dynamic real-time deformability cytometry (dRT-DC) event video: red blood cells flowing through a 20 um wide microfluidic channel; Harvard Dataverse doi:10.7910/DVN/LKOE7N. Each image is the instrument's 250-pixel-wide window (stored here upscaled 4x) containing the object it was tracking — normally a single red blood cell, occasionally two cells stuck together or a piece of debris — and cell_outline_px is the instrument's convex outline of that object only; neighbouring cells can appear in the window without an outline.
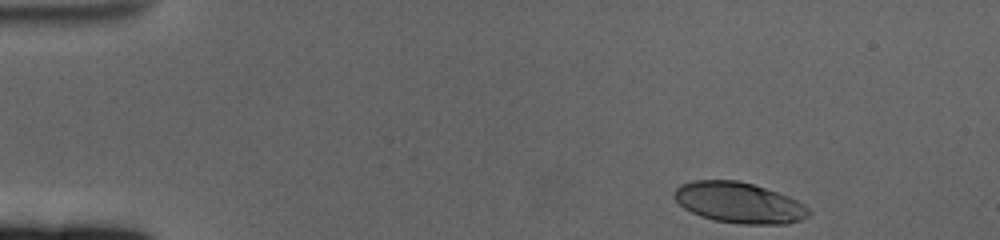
{"species": "human", "species_latin": "Homo sapiens", "temperature_condition": "cold", "stored_images_in_passage": 54, "camera_frame_rate_fps": 3000, "um_per_image_px": 0.085, "donor": {"sex": "female"}, "frame": {"image": 1, "passage_image": 1, "time_ms": 0.0, "image_size_px": [1000, 240], "cell_outline_px": [[812, 212], [808, 216], [800, 220], [788, 224], [740, 224], [712, 220], [700, 216], [684, 208], [672, 196], [672, 192], [680, 184], [692, 180], [736, 180], [752, 184], [788, 196], [804, 204]], "centroid_in_image_um": [62.79, 17.23], "position_along_channel_um": 22.2, "area_um2": 32.08}}
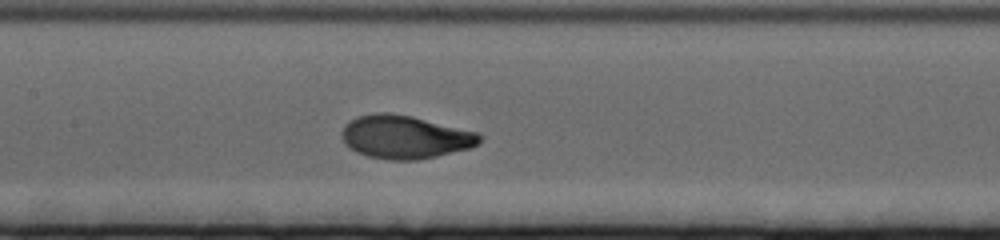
{"frame": {"image": 2, "passage_image": 23, "time_ms": 7.333, "image_size_px": [1000, 240], "cell_outline_px": [[484, 136], [480, 144], [468, 148], [420, 160], [388, 160], [368, 156], [356, 152], [348, 148], [344, 144], [340, 136], [340, 132], [344, 124], [356, 116], [376, 112], [388, 112], [412, 116], [480, 132]], "centroid_in_image_um": [34.4, 11.63], "position_along_channel_um": 173.0, "area_um2": 35.37}}
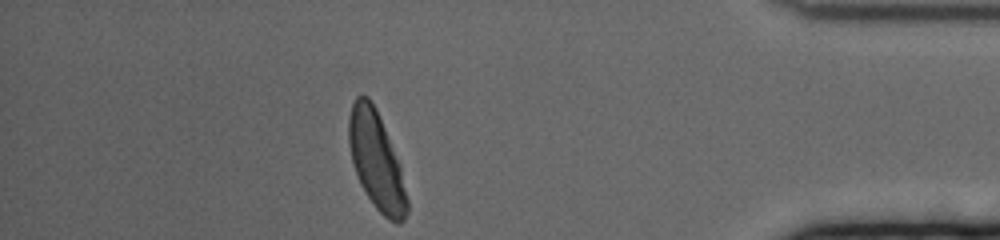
{"frame": {"image": 3, "passage_image": 47, "time_ms": 15.333, "image_size_px": [1000, 240], "cell_outline_px": [[408, 212], [404, 220], [400, 224], [396, 224], [388, 220], [376, 208], [360, 184], [352, 160], [348, 144], [348, 116], [352, 104], [356, 96], [368, 96], [376, 108], [400, 168], [408, 200]], "centroid_in_image_um": [31.97, 13.68], "position_along_channel_um": 403.2, "area_um2": 32.66}, "authors_computed_cell_mechanics": {"area_um2": 33.4084, "velocity_mm_per_s": 3.3438, "shape_relaxation_time_tau1_ms": 3.1114, "shape_relaxation_time_tau2_ms": null, "deformation_change_tau1": 0.1679, "deformation_change_tau2": null}}